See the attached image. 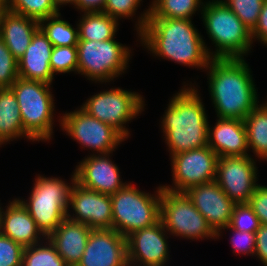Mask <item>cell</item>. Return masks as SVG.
<instances>
[{"label": "cell", "mask_w": 267, "mask_h": 266, "mask_svg": "<svg viewBox=\"0 0 267 266\" xmlns=\"http://www.w3.org/2000/svg\"><path fill=\"white\" fill-rule=\"evenodd\" d=\"M218 118L244 120L259 104L251 69L244 58H211L206 71Z\"/></svg>", "instance_id": "1"}, {"label": "cell", "mask_w": 267, "mask_h": 266, "mask_svg": "<svg viewBox=\"0 0 267 266\" xmlns=\"http://www.w3.org/2000/svg\"><path fill=\"white\" fill-rule=\"evenodd\" d=\"M138 38L153 56L184 66L206 69L211 60V50L190 19L148 18Z\"/></svg>", "instance_id": "2"}, {"label": "cell", "mask_w": 267, "mask_h": 266, "mask_svg": "<svg viewBox=\"0 0 267 266\" xmlns=\"http://www.w3.org/2000/svg\"><path fill=\"white\" fill-rule=\"evenodd\" d=\"M191 85L170 99L161 118L170 156L208 146V117L198 89Z\"/></svg>", "instance_id": "3"}, {"label": "cell", "mask_w": 267, "mask_h": 266, "mask_svg": "<svg viewBox=\"0 0 267 266\" xmlns=\"http://www.w3.org/2000/svg\"><path fill=\"white\" fill-rule=\"evenodd\" d=\"M203 24L216 50L211 58H244L253 40L251 31L221 0L205 2L201 11Z\"/></svg>", "instance_id": "4"}, {"label": "cell", "mask_w": 267, "mask_h": 266, "mask_svg": "<svg viewBox=\"0 0 267 266\" xmlns=\"http://www.w3.org/2000/svg\"><path fill=\"white\" fill-rule=\"evenodd\" d=\"M75 182L74 172L70 183L72 186L61 178L38 175L28 200L18 198L46 238L67 218L71 189Z\"/></svg>", "instance_id": "5"}, {"label": "cell", "mask_w": 267, "mask_h": 266, "mask_svg": "<svg viewBox=\"0 0 267 266\" xmlns=\"http://www.w3.org/2000/svg\"><path fill=\"white\" fill-rule=\"evenodd\" d=\"M10 88L17 98L24 131L35 142L50 140L55 111L51 84L19 77Z\"/></svg>", "instance_id": "6"}, {"label": "cell", "mask_w": 267, "mask_h": 266, "mask_svg": "<svg viewBox=\"0 0 267 266\" xmlns=\"http://www.w3.org/2000/svg\"><path fill=\"white\" fill-rule=\"evenodd\" d=\"M162 186L154 194L137 189L130 183L110 195L112 201V229L124 237L149 227L160 220Z\"/></svg>", "instance_id": "7"}, {"label": "cell", "mask_w": 267, "mask_h": 266, "mask_svg": "<svg viewBox=\"0 0 267 266\" xmlns=\"http://www.w3.org/2000/svg\"><path fill=\"white\" fill-rule=\"evenodd\" d=\"M78 70L87 80L106 83L125 73L131 49L117 42L79 40L77 44Z\"/></svg>", "instance_id": "8"}, {"label": "cell", "mask_w": 267, "mask_h": 266, "mask_svg": "<svg viewBox=\"0 0 267 266\" xmlns=\"http://www.w3.org/2000/svg\"><path fill=\"white\" fill-rule=\"evenodd\" d=\"M160 220L170 235L188 239H217V234L185 192L162 187Z\"/></svg>", "instance_id": "9"}, {"label": "cell", "mask_w": 267, "mask_h": 266, "mask_svg": "<svg viewBox=\"0 0 267 266\" xmlns=\"http://www.w3.org/2000/svg\"><path fill=\"white\" fill-rule=\"evenodd\" d=\"M142 96L122 88H111L92 95L81 105L88 115L116 129L125 139L130 135L124 125L144 111Z\"/></svg>", "instance_id": "10"}, {"label": "cell", "mask_w": 267, "mask_h": 266, "mask_svg": "<svg viewBox=\"0 0 267 266\" xmlns=\"http://www.w3.org/2000/svg\"><path fill=\"white\" fill-rule=\"evenodd\" d=\"M62 130L82 148L97 151L96 154L113 153L125 138L113 127L88 115L78 108L60 117Z\"/></svg>", "instance_id": "11"}, {"label": "cell", "mask_w": 267, "mask_h": 266, "mask_svg": "<svg viewBox=\"0 0 267 266\" xmlns=\"http://www.w3.org/2000/svg\"><path fill=\"white\" fill-rule=\"evenodd\" d=\"M218 158L209 146L171 156L173 186L162 187L174 192H185L191 187L214 181Z\"/></svg>", "instance_id": "12"}, {"label": "cell", "mask_w": 267, "mask_h": 266, "mask_svg": "<svg viewBox=\"0 0 267 266\" xmlns=\"http://www.w3.org/2000/svg\"><path fill=\"white\" fill-rule=\"evenodd\" d=\"M254 161L251 154L218 158L215 181L235 204H248L258 186Z\"/></svg>", "instance_id": "13"}, {"label": "cell", "mask_w": 267, "mask_h": 266, "mask_svg": "<svg viewBox=\"0 0 267 266\" xmlns=\"http://www.w3.org/2000/svg\"><path fill=\"white\" fill-rule=\"evenodd\" d=\"M167 235L159 220L126 236L128 266H165L169 260Z\"/></svg>", "instance_id": "14"}, {"label": "cell", "mask_w": 267, "mask_h": 266, "mask_svg": "<svg viewBox=\"0 0 267 266\" xmlns=\"http://www.w3.org/2000/svg\"><path fill=\"white\" fill-rule=\"evenodd\" d=\"M68 206L75 211V215L67 212L69 220L86 224L91 229H112L110 195L89 190L75 182L71 189Z\"/></svg>", "instance_id": "15"}, {"label": "cell", "mask_w": 267, "mask_h": 266, "mask_svg": "<svg viewBox=\"0 0 267 266\" xmlns=\"http://www.w3.org/2000/svg\"><path fill=\"white\" fill-rule=\"evenodd\" d=\"M185 193L219 239L222 229L230 224L235 203L223 192L215 180L191 187Z\"/></svg>", "instance_id": "16"}, {"label": "cell", "mask_w": 267, "mask_h": 266, "mask_svg": "<svg viewBox=\"0 0 267 266\" xmlns=\"http://www.w3.org/2000/svg\"><path fill=\"white\" fill-rule=\"evenodd\" d=\"M111 153L91 154L80 161L74 170L76 183L89 190L113 195L124 188L120 170L109 158Z\"/></svg>", "instance_id": "17"}, {"label": "cell", "mask_w": 267, "mask_h": 266, "mask_svg": "<svg viewBox=\"0 0 267 266\" xmlns=\"http://www.w3.org/2000/svg\"><path fill=\"white\" fill-rule=\"evenodd\" d=\"M77 266H128L126 237L113 229H92Z\"/></svg>", "instance_id": "18"}, {"label": "cell", "mask_w": 267, "mask_h": 266, "mask_svg": "<svg viewBox=\"0 0 267 266\" xmlns=\"http://www.w3.org/2000/svg\"><path fill=\"white\" fill-rule=\"evenodd\" d=\"M8 204L5 211L3 208L0 210V233L2 235L9 237L24 248L46 240L28 210L17 198Z\"/></svg>", "instance_id": "19"}, {"label": "cell", "mask_w": 267, "mask_h": 266, "mask_svg": "<svg viewBox=\"0 0 267 266\" xmlns=\"http://www.w3.org/2000/svg\"><path fill=\"white\" fill-rule=\"evenodd\" d=\"M52 49V43L39 29L33 35L24 55L18 60L19 77L52 84L54 78L50 67Z\"/></svg>", "instance_id": "20"}, {"label": "cell", "mask_w": 267, "mask_h": 266, "mask_svg": "<svg viewBox=\"0 0 267 266\" xmlns=\"http://www.w3.org/2000/svg\"><path fill=\"white\" fill-rule=\"evenodd\" d=\"M211 128L208 126V146L218 157L248 155L244 120L217 118Z\"/></svg>", "instance_id": "21"}, {"label": "cell", "mask_w": 267, "mask_h": 266, "mask_svg": "<svg viewBox=\"0 0 267 266\" xmlns=\"http://www.w3.org/2000/svg\"><path fill=\"white\" fill-rule=\"evenodd\" d=\"M91 230L86 224L66 218L47 239L68 266H77L82 259Z\"/></svg>", "instance_id": "22"}, {"label": "cell", "mask_w": 267, "mask_h": 266, "mask_svg": "<svg viewBox=\"0 0 267 266\" xmlns=\"http://www.w3.org/2000/svg\"><path fill=\"white\" fill-rule=\"evenodd\" d=\"M38 30L39 22L37 20L8 10L2 21L0 37L12 55L19 60Z\"/></svg>", "instance_id": "23"}, {"label": "cell", "mask_w": 267, "mask_h": 266, "mask_svg": "<svg viewBox=\"0 0 267 266\" xmlns=\"http://www.w3.org/2000/svg\"><path fill=\"white\" fill-rule=\"evenodd\" d=\"M204 3L202 0H153L150 7L140 14L136 21L137 34L144 30L148 18L191 20L196 11L203 10Z\"/></svg>", "instance_id": "24"}, {"label": "cell", "mask_w": 267, "mask_h": 266, "mask_svg": "<svg viewBox=\"0 0 267 266\" xmlns=\"http://www.w3.org/2000/svg\"><path fill=\"white\" fill-rule=\"evenodd\" d=\"M21 137L34 142L24 131L16 95L11 88H0V147Z\"/></svg>", "instance_id": "25"}, {"label": "cell", "mask_w": 267, "mask_h": 266, "mask_svg": "<svg viewBox=\"0 0 267 266\" xmlns=\"http://www.w3.org/2000/svg\"><path fill=\"white\" fill-rule=\"evenodd\" d=\"M248 149L267 161V103L257 105L245 118Z\"/></svg>", "instance_id": "26"}, {"label": "cell", "mask_w": 267, "mask_h": 266, "mask_svg": "<svg viewBox=\"0 0 267 266\" xmlns=\"http://www.w3.org/2000/svg\"><path fill=\"white\" fill-rule=\"evenodd\" d=\"M78 21L79 40L107 41L119 29V22L103 12L84 13Z\"/></svg>", "instance_id": "27"}, {"label": "cell", "mask_w": 267, "mask_h": 266, "mask_svg": "<svg viewBox=\"0 0 267 266\" xmlns=\"http://www.w3.org/2000/svg\"><path fill=\"white\" fill-rule=\"evenodd\" d=\"M60 12L39 21V29L50 40L53 47L77 46L79 42L78 28L60 19Z\"/></svg>", "instance_id": "28"}, {"label": "cell", "mask_w": 267, "mask_h": 266, "mask_svg": "<svg viewBox=\"0 0 267 266\" xmlns=\"http://www.w3.org/2000/svg\"><path fill=\"white\" fill-rule=\"evenodd\" d=\"M43 243L24 249L22 266H68L47 238Z\"/></svg>", "instance_id": "29"}, {"label": "cell", "mask_w": 267, "mask_h": 266, "mask_svg": "<svg viewBox=\"0 0 267 266\" xmlns=\"http://www.w3.org/2000/svg\"><path fill=\"white\" fill-rule=\"evenodd\" d=\"M7 4L9 11L38 22L59 13L52 0H7Z\"/></svg>", "instance_id": "30"}, {"label": "cell", "mask_w": 267, "mask_h": 266, "mask_svg": "<svg viewBox=\"0 0 267 266\" xmlns=\"http://www.w3.org/2000/svg\"><path fill=\"white\" fill-rule=\"evenodd\" d=\"M252 32L256 26L265 0H221Z\"/></svg>", "instance_id": "31"}, {"label": "cell", "mask_w": 267, "mask_h": 266, "mask_svg": "<svg viewBox=\"0 0 267 266\" xmlns=\"http://www.w3.org/2000/svg\"><path fill=\"white\" fill-rule=\"evenodd\" d=\"M50 67L53 75L56 73L76 72L78 70V57L76 46L53 47L50 56Z\"/></svg>", "instance_id": "32"}, {"label": "cell", "mask_w": 267, "mask_h": 266, "mask_svg": "<svg viewBox=\"0 0 267 266\" xmlns=\"http://www.w3.org/2000/svg\"><path fill=\"white\" fill-rule=\"evenodd\" d=\"M260 220L249 204H235L229 226L238 231L256 233L260 228Z\"/></svg>", "instance_id": "33"}, {"label": "cell", "mask_w": 267, "mask_h": 266, "mask_svg": "<svg viewBox=\"0 0 267 266\" xmlns=\"http://www.w3.org/2000/svg\"><path fill=\"white\" fill-rule=\"evenodd\" d=\"M18 78V60L0 37V88H10Z\"/></svg>", "instance_id": "34"}, {"label": "cell", "mask_w": 267, "mask_h": 266, "mask_svg": "<svg viewBox=\"0 0 267 266\" xmlns=\"http://www.w3.org/2000/svg\"><path fill=\"white\" fill-rule=\"evenodd\" d=\"M24 247L0 233V266H22Z\"/></svg>", "instance_id": "35"}, {"label": "cell", "mask_w": 267, "mask_h": 266, "mask_svg": "<svg viewBox=\"0 0 267 266\" xmlns=\"http://www.w3.org/2000/svg\"><path fill=\"white\" fill-rule=\"evenodd\" d=\"M142 0H106L103 13L115 18L117 21L121 18H129L135 15Z\"/></svg>", "instance_id": "36"}, {"label": "cell", "mask_w": 267, "mask_h": 266, "mask_svg": "<svg viewBox=\"0 0 267 266\" xmlns=\"http://www.w3.org/2000/svg\"><path fill=\"white\" fill-rule=\"evenodd\" d=\"M232 230L233 237L230 239L233 247V253L237 252L238 254H247L253 256L255 254L256 247V236L255 233L238 231L231 228L229 225L223 230ZM235 233V234H234Z\"/></svg>", "instance_id": "37"}, {"label": "cell", "mask_w": 267, "mask_h": 266, "mask_svg": "<svg viewBox=\"0 0 267 266\" xmlns=\"http://www.w3.org/2000/svg\"><path fill=\"white\" fill-rule=\"evenodd\" d=\"M248 204L260 220V223L267 225V186L259 184Z\"/></svg>", "instance_id": "38"}, {"label": "cell", "mask_w": 267, "mask_h": 266, "mask_svg": "<svg viewBox=\"0 0 267 266\" xmlns=\"http://www.w3.org/2000/svg\"><path fill=\"white\" fill-rule=\"evenodd\" d=\"M252 40H259L261 44L267 46V0L264 1L261 13L254 30L251 32Z\"/></svg>", "instance_id": "39"}, {"label": "cell", "mask_w": 267, "mask_h": 266, "mask_svg": "<svg viewBox=\"0 0 267 266\" xmlns=\"http://www.w3.org/2000/svg\"><path fill=\"white\" fill-rule=\"evenodd\" d=\"M256 247L255 254L257 258L267 266V225L261 224L260 228L255 233Z\"/></svg>", "instance_id": "40"}, {"label": "cell", "mask_w": 267, "mask_h": 266, "mask_svg": "<svg viewBox=\"0 0 267 266\" xmlns=\"http://www.w3.org/2000/svg\"><path fill=\"white\" fill-rule=\"evenodd\" d=\"M106 0H77L76 9L83 13L103 12Z\"/></svg>", "instance_id": "41"}, {"label": "cell", "mask_w": 267, "mask_h": 266, "mask_svg": "<svg viewBox=\"0 0 267 266\" xmlns=\"http://www.w3.org/2000/svg\"><path fill=\"white\" fill-rule=\"evenodd\" d=\"M8 12L7 0H0V29L4 15Z\"/></svg>", "instance_id": "42"}, {"label": "cell", "mask_w": 267, "mask_h": 266, "mask_svg": "<svg viewBox=\"0 0 267 266\" xmlns=\"http://www.w3.org/2000/svg\"><path fill=\"white\" fill-rule=\"evenodd\" d=\"M54 5L56 6L57 10L60 11L59 8H61V5H67V3L72 4V5H76L77 0H52Z\"/></svg>", "instance_id": "43"}]
</instances>
